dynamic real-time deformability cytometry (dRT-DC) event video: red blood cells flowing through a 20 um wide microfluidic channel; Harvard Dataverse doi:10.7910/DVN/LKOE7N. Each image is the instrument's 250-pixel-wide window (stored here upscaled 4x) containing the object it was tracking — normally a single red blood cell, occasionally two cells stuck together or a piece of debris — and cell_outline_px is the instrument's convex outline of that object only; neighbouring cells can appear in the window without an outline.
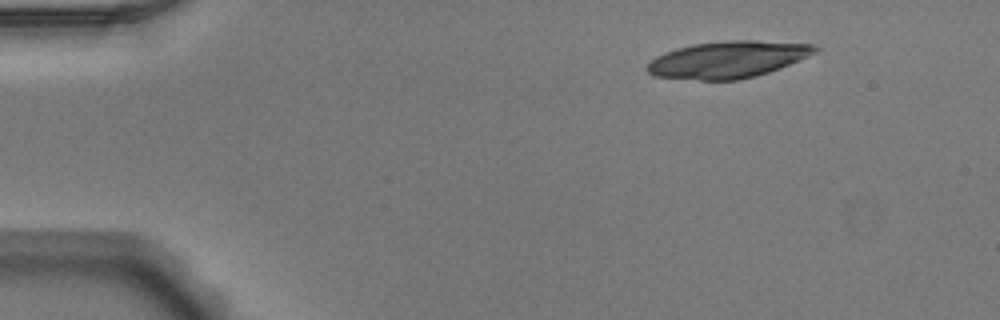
{"species": "Egyptian fruit bat (a non-hibernating species)", "species_latin": "Rousettus aegyptiacus", "temperature_condition": "warm", "stored_images_in_passage": 11, "camera_frame_rate_fps": 3000, "um_per_image_px": 0.085, "animal": {"sex": "male"}, "frame": {"image": 1, "passage_image": 1, "time_ms": 0.0, "image_size_px": [1000, 320], "cell_outline_px": [[820, 48], [816, 52], [808, 56], [780, 68], [756, 76], [736, 80], [700, 80], [652, 76], [644, 68], [656, 56], [664, 52], [676, 48], [692, 44], [728, 40], [756, 40], [816, 44]], "centroid_in_image_um": [61.86, 5.05], "position_along_channel_um": 23.1, "area_um2": 36.18}}